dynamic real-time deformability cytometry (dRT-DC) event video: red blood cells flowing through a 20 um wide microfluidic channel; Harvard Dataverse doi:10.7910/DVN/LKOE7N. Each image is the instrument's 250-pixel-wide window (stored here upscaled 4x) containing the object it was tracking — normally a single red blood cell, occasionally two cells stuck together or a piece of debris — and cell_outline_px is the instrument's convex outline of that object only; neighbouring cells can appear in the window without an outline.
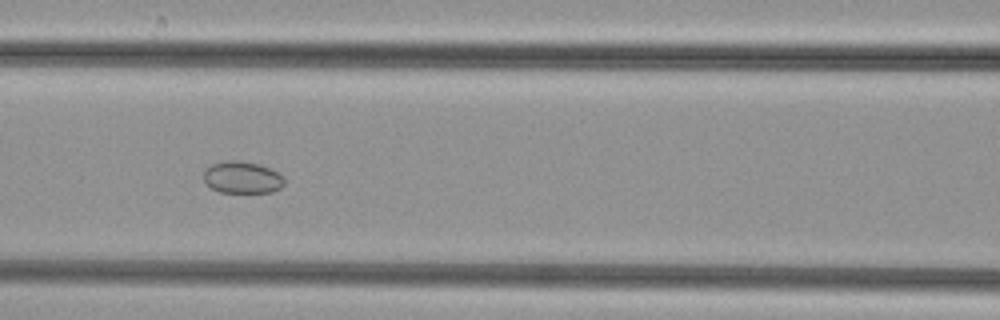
{"species": "common noctule bat (a hibernating species)", "species_latin": "Nyctalus noctula", "temperature_condition": "cold", "stored_images_in_passage": 41, "camera_frame_rate_fps": 3000, "um_per_image_px": 0.085, "animal": {"sex": "female", "body_mass_g": 29.2, "forearm_length_mm": 56.3}, "frame": {"image": 1, "passage_image": 11, "time_ms": 3.333, "image_size_px": [1000, 320], "cell_outline_px": [[284, 184], [280, 188], [272, 192], [220, 192], [212, 188], [204, 180], [204, 172], [212, 164], [228, 160], [236, 160], [260, 164], [284, 176]], "centroid_in_image_um": [20.61, 15.08], "position_along_channel_um": 146.0, "area_um2": 14.85}}
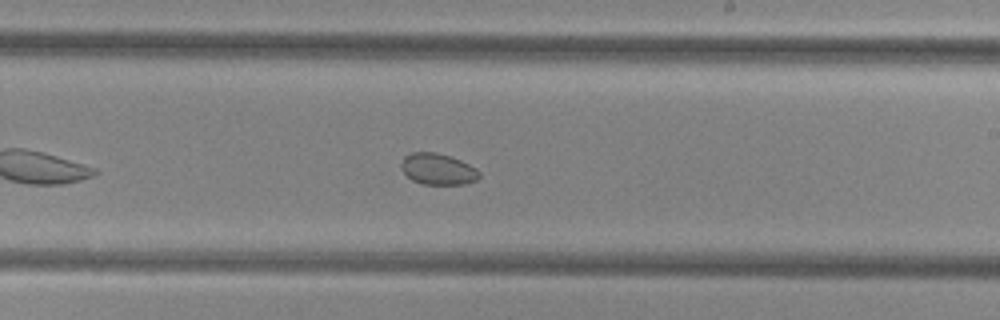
{"frame": {"image": 2, "passage_image": 19, "time_ms": 6.0, "image_size_px": [1000, 320], "cell_outline_px": [[480, 176], [476, 180], [464, 184], [424, 184], [412, 180], [400, 168], [400, 164], [404, 156], [412, 152], [436, 152], [460, 160], [476, 168], [480, 172]], "centroid_in_image_um": [37.2, 14.37], "position_along_channel_um": 251.8, "area_um2": 14.16}}
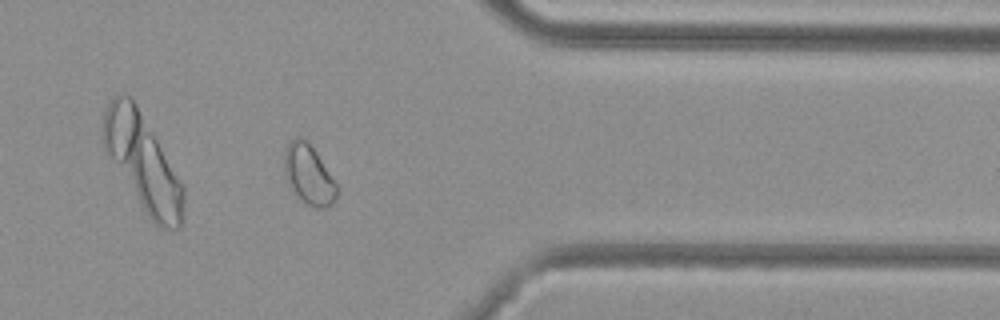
{"frame": {"image": 3, "passage_image": 30, "time_ms": 9.667, "image_size_px": [1000, 320], "cell_outline_px": [[340, 188], [336, 200], [332, 204], [324, 208], [316, 208], [300, 200], [288, 188], [284, 176], [284, 148], [296, 136], [300, 136], [308, 140]], "centroid_in_image_um": [26.23, 14.86], "position_along_channel_um": 385.2, "area_um2": 18.9}}